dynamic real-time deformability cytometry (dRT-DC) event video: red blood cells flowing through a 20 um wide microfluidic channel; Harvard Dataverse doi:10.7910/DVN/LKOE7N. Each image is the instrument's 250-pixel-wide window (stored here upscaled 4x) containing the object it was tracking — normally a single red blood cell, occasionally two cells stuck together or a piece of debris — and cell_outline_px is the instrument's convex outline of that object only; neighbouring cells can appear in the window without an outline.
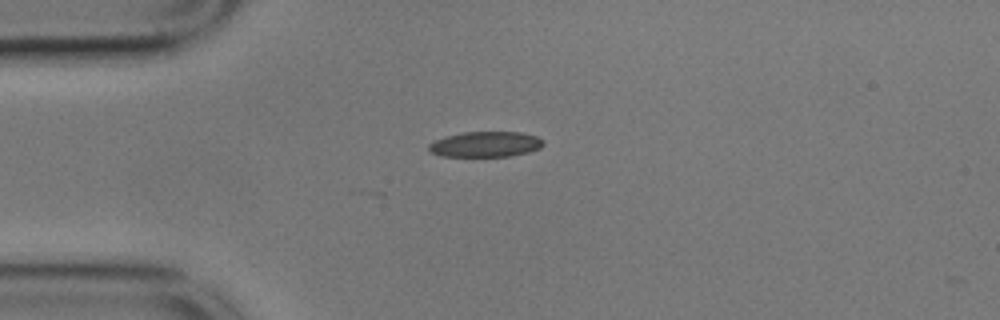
{"species": "common noctule bat (a hibernating species)", "species_latin": "Nyctalus noctula", "temperature_condition": "cold", "stored_images_in_passage": 3, "camera_frame_rate_fps": 3000, "um_per_image_px": 0.085, "animal": {"sex": "male", "body_mass_g": 17.9}, "frame": {"image": 1, "passage_image": 1, "time_ms": 0.0, "image_size_px": [1000, 320], "cell_outline_px": [[544, 144], [540, 148], [528, 152], [508, 156], [440, 156], [428, 152], [428, 144], [432, 140], [464, 132], [520, 132], [536, 136], [544, 140]], "centroid_in_image_um": [41.23, 12.26], "position_along_channel_um": 43.8, "area_um2": 17.05}}